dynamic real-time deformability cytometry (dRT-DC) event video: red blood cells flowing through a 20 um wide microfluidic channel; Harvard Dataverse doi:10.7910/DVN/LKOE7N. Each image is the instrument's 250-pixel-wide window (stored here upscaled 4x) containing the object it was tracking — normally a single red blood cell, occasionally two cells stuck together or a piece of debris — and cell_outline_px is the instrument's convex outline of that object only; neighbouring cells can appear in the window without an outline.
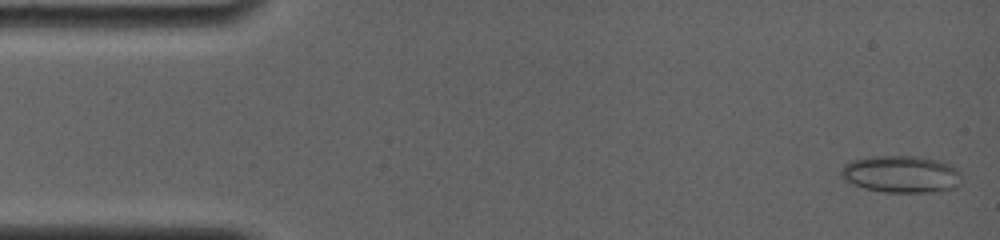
{"species": "common noctule bat (a hibernating species)", "species_latin": "Nyctalus noctula", "temperature_condition": "room temperature", "stored_images_in_passage": 25, "camera_frame_rate_fps": 4000, "um_per_image_px": 0.085, "animal": {"sex": "female", "body_mass_g": 19.0, "forearm_length_mm": 56.7}, "frame": {"image": 1, "passage_image": 2, "time_ms": 0.25, "image_size_px": [1000, 240], "cell_outline_px": [[960, 184], [956, 188], [944, 192], [884, 192], [864, 188], [852, 184], [844, 180], [840, 176], [840, 172], [844, 164], [848, 160], [868, 156], [916, 156], [936, 160], [952, 164], [960, 172]], "centroid_in_image_um": [76.59, 14.81], "position_along_channel_um": 8.4, "area_um2": 26.59}}
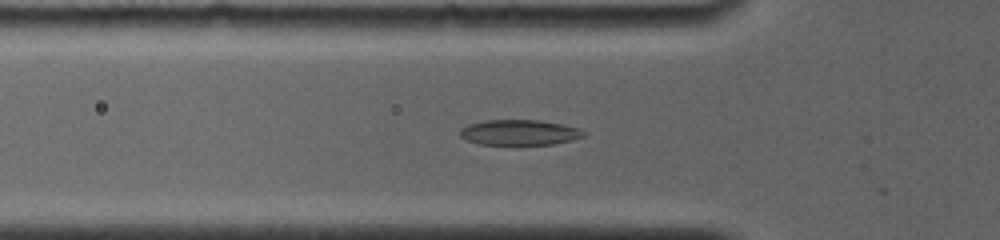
{"frame": {"image": 2, "passage_image": 19, "time_ms": 5.25, "image_size_px": [1000, 240], "cell_outline_px": [[588, 132], [584, 136], [572, 140], [552, 144], [512, 148], [480, 144], [468, 140], [460, 136], [460, 128], [468, 124], [488, 120], [540, 120], [580, 128]], "centroid_in_image_um": [44.16, 11.31], "position_along_channel_um": 81.6, "area_um2": 19.25}}
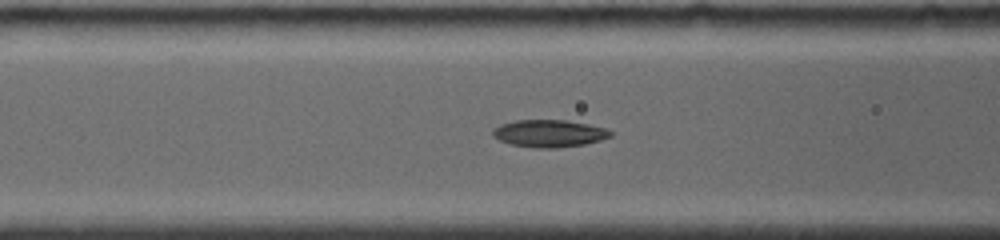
{"frame": {"image": 3, "passage_image": 23, "time_ms": 6.25, "image_size_px": [1000, 240], "cell_outline_px": [[612, 136], [600, 140], [584, 144], [556, 148], [536, 148], [512, 144], [500, 140], [492, 136], [492, 132], [500, 124], [516, 120], [568, 120], [588, 124], [604, 128], [612, 132]], "centroid_in_image_um": [46.68, 11.34], "position_along_channel_um": 119.9, "area_um2": 18.61}}